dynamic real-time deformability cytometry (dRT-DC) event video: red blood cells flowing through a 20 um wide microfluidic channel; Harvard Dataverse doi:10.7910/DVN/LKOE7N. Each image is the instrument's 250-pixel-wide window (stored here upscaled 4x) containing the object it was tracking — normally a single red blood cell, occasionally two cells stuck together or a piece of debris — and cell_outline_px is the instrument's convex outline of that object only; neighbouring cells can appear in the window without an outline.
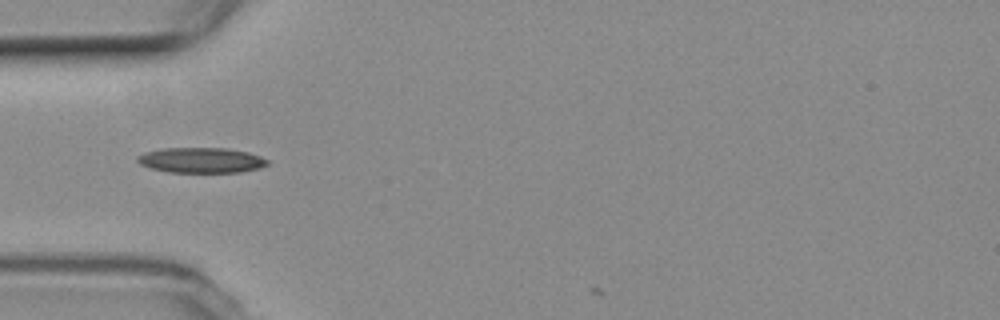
{"species": "common noctule bat (a hibernating species)", "species_latin": "Nyctalus noctula", "temperature_condition": "room temperature", "stored_images_in_passage": 4, "camera_frame_rate_fps": 3000, "um_per_image_px": 0.085, "animal": {"sex": "female", "body_mass_g": 19.3, "forearm_length_mm": 54.1}, "frame": {"image": 1, "passage_image": 1, "time_ms": 0.0, "image_size_px": [1000, 320], "cell_outline_px": [[268, 164], [260, 168], [240, 172], [168, 172], [152, 168], [140, 164], [136, 160], [136, 156], [144, 152], [164, 148], [224, 148], [248, 152], [260, 156], [268, 160]], "centroid_in_image_um": [17.09, 13.61], "position_along_channel_um": 67.9, "area_um2": 19.13}}